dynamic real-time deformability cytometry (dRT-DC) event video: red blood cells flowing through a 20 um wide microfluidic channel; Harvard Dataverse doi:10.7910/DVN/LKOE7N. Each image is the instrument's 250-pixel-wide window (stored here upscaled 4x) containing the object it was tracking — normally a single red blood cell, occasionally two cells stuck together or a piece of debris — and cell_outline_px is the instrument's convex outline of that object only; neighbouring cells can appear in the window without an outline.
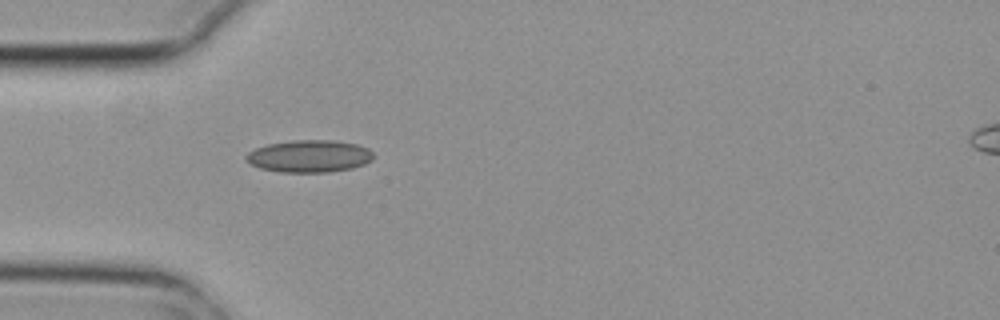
{"species": "common noctule bat (a hibernating species)", "species_latin": "Nyctalus noctula", "temperature_condition": "cold", "stored_images_in_passage": 4, "camera_frame_rate_fps": 3000, "um_per_image_px": 0.085, "animal": {"sex": "female", "body_mass_g": 29.2, "forearm_length_mm": 56.3}, "frame": {"image": 1, "passage_image": 4, "time_ms": 1.0, "image_size_px": [1000, 320], "cell_outline_px": [[372, 160], [364, 164], [352, 168], [328, 172], [280, 172], [260, 168], [252, 164], [244, 156], [248, 152], [256, 148], [268, 144], [292, 140], [332, 140], [356, 144], [368, 148], [372, 152]], "centroid_in_image_um": [26.29, 13.27], "position_along_channel_um": 58.7, "area_um2": 23.81}}